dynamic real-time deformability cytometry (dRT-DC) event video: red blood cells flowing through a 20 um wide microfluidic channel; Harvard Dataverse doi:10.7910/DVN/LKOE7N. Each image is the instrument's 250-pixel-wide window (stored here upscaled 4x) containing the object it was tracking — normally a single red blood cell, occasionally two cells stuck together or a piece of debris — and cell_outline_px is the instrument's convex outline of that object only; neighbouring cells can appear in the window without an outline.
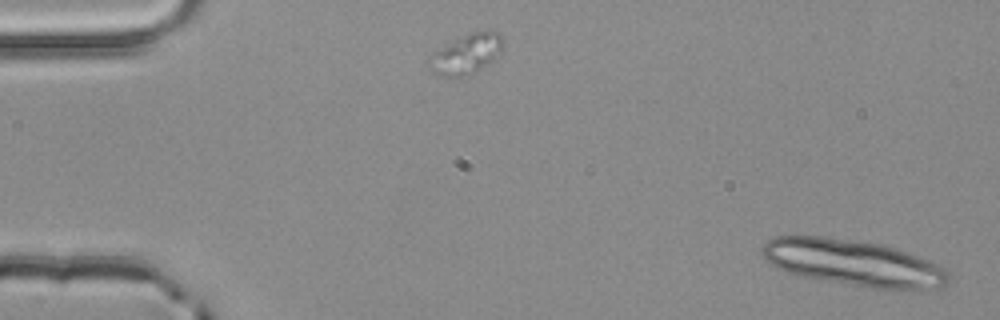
{"species": "common noctule bat (a hibernating species)", "species_latin": "Nyctalus noctula", "temperature_condition": "room temperature", "stored_images_in_passage": 4, "segment_of_instrument_passage": [1, 2], "camera_frame_rate_fps": 3000, "um_per_image_px": 0.085, "animal": {"sex": "male", "body_mass_g": 20.4}, "frame": {"image": 1, "passage_image": 1, "time_ms": 0.0, "image_size_px": [1000, 320], "cell_outline_px": [[948, 284], [944, 288], [900, 292], [804, 276], [788, 272], [764, 260], [760, 252], [760, 248], [768, 240], [776, 236], [824, 236], [880, 244], [916, 256], [936, 264], [944, 268], [948, 272]], "centroid_in_image_um": [72.57, 22.36], "position_along_channel_um": 12.4, "area_um2": 50.05}}